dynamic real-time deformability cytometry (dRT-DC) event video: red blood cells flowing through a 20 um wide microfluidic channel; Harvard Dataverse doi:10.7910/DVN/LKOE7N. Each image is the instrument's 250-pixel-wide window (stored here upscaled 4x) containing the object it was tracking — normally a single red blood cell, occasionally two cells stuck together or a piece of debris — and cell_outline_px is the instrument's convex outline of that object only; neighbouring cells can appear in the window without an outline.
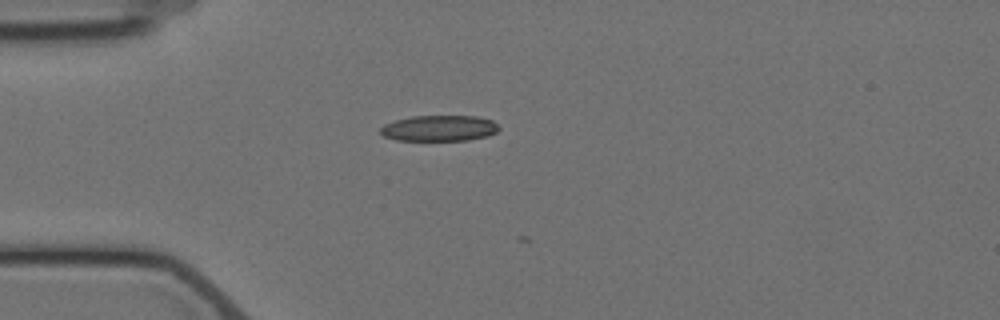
{"species": "Egyptian fruit bat (a non-hibernating species)", "species_latin": "Rousettus aegyptiacus", "temperature_condition": "cold", "stored_images_in_passage": 3, "camera_frame_rate_fps": 3000, "um_per_image_px": 0.085, "animal": {"sex": "female"}, "frame": {"image": 1, "passage_image": 2, "time_ms": 1.333, "image_size_px": [1000, 320], "cell_outline_px": [[500, 128], [496, 132], [488, 136], [468, 140], [396, 140], [384, 136], [380, 132], [380, 128], [384, 124], [396, 120], [412, 116], [476, 116], [492, 120]], "centroid_in_image_um": [37.34, 10.9], "position_along_channel_um": 47.7, "area_um2": 17.8}}